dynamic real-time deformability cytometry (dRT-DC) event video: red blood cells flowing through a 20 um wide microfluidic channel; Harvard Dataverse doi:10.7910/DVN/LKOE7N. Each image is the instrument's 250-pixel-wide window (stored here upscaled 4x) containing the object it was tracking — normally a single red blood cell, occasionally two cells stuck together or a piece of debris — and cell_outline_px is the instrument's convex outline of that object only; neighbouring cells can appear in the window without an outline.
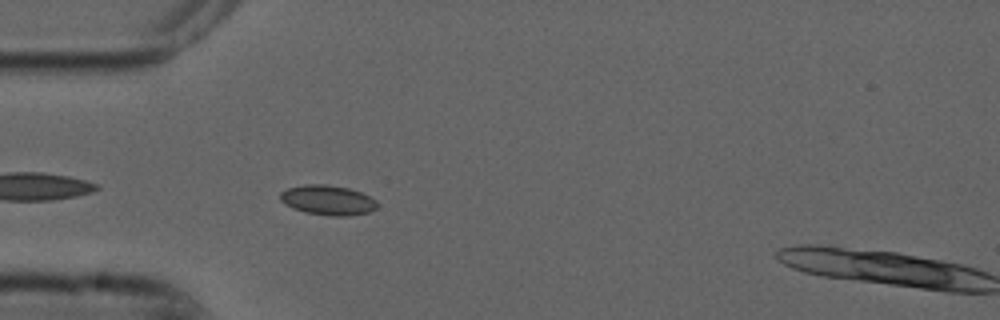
{"species": "common noctule bat (a hibernating species)", "species_latin": "Nyctalus noctula", "temperature_condition": "cold", "stored_images_in_passage": 43, "camera_frame_rate_fps": 3000, "um_per_image_px": 0.085, "animal": {"sex": "male", "forearm_length_mm": 52.5}, "frame": {"image": 1, "passage_image": 3, "time_ms": 0.667, "image_size_px": [1000, 320], "cell_outline_px": [[376, 208], [368, 212], [348, 216], [332, 216], [304, 212], [292, 208], [284, 204], [280, 200], [280, 192], [288, 188], [308, 184], [324, 184], [348, 188], [360, 192], [376, 200]], "centroid_in_image_um": [27.82, 17.01], "position_along_channel_um": 57.2, "area_um2": 16.76}}
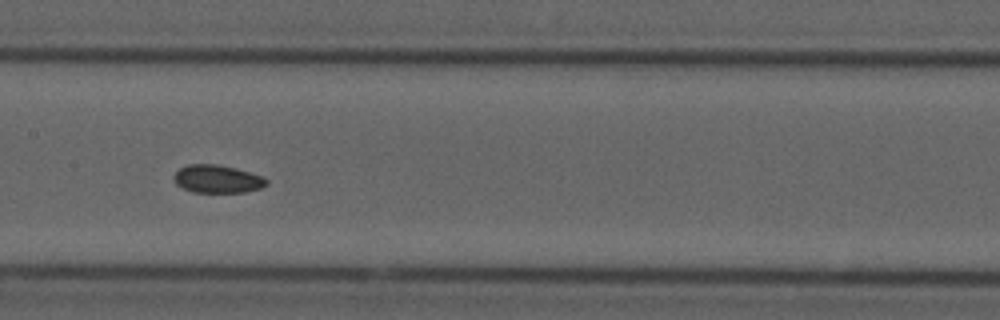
{"frame": {"image": 2, "passage_image": 14, "time_ms": 4.333, "image_size_px": [1000, 320], "cell_outline_px": [[268, 184], [260, 188], [244, 192], [192, 192], [176, 184], [176, 172], [180, 168], [188, 164], [216, 164], [236, 168], [264, 176], [268, 180]], "centroid_in_image_um": [18.53, 15.21], "position_along_channel_um": 188.9, "area_um2": 14.97}}
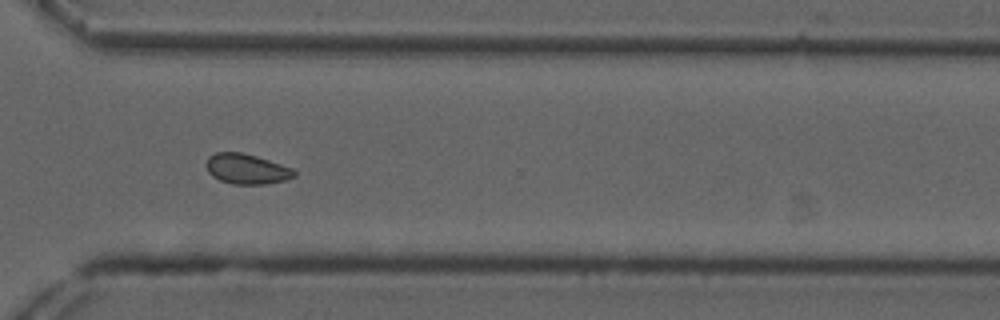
{"frame": {"image": 3, "passage_image": 27, "time_ms": 8.667, "image_size_px": [1000, 320], "cell_outline_px": [[296, 176], [284, 180], [264, 184], [232, 184], [220, 180], [212, 176], [208, 172], [208, 156], [216, 152], [240, 152], [256, 156], [292, 168], [296, 172]], "centroid_in_image_um": [20.97, 14.36], "position_along_channel_um": 349.6, "area_um2": 15.26}, "authors_computed_cell_mechanics": {"area_um2": 15.4904, "velocity_mm_per_s": 3.7188, "shape_relaxation_time_tau1_ms": null, "shape_relaxation_time_tau2_ms": 3.9409, "deformation_change_tau1": null, "deformation_change_tau2": 0.0673}}